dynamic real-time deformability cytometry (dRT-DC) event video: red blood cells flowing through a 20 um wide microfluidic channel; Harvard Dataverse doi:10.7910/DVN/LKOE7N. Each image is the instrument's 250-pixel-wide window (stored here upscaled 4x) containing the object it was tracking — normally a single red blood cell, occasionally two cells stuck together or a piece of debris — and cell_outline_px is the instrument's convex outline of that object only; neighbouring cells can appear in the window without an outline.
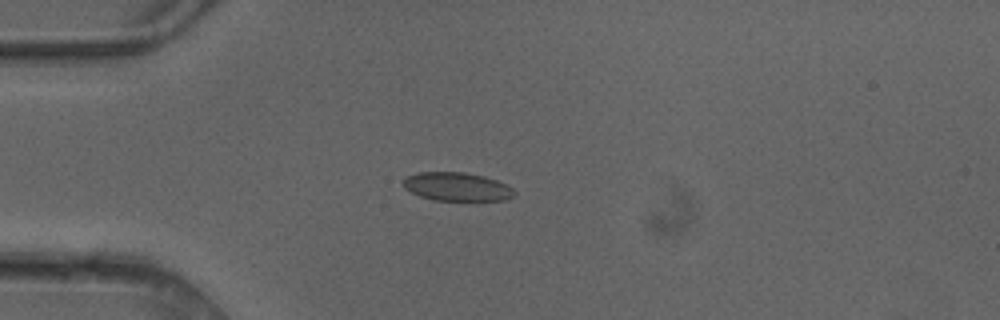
{"species": "common noctule bat (a hibernating species)", "species_latin": "Nyctalus noctula", "temperature_condition": "cold", "stored_images_in_passage": 5, "camera_frame_rate_fps": 3000, "um_per_image_px": 0.085, "animal": {"sex": "female"}, "frame": {"image": 1, "passage_image": 4, "time_ms": 1.0, "image_size_px": [1000, 320], "cell_outline_px": [[516, 192], [512, 196], [504, 200], [432, 200], [420, 196], [404, 188], [404, 180], [408, 176], [420, 172], [464, 172], [484, 176], [496, 180], [512, 188]], "centroid_in_image_um": [38.83, 15.87], "position_along_channel_um": 46.2, "area_um2": 18.21}}